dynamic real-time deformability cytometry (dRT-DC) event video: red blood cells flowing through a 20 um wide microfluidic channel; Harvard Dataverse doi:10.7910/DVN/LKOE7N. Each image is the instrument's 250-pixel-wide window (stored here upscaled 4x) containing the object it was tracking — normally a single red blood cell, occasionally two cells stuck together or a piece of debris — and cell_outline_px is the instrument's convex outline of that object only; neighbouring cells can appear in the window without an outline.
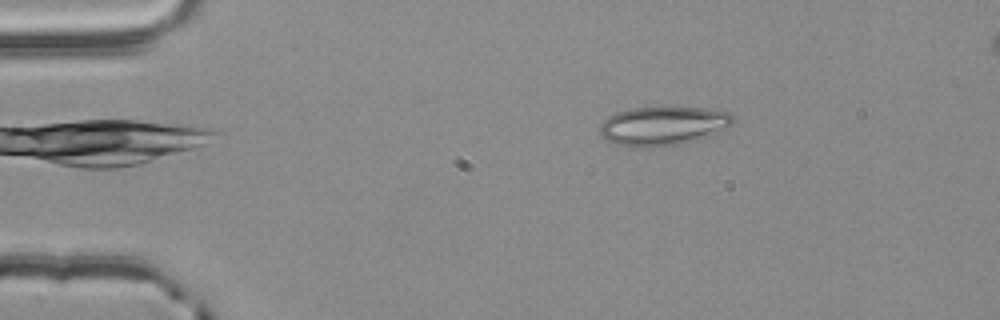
{"species": "common noctule bat (a hibernating species)", "species_latin": "Nyctalus noctula", "temperature_condition": "room temperature", "stored_images_in_passage": 6, "camera_frame_rate_fps": 3000, "um_per_image_px": 0.085, "animal": {"sex": "male", "body_mass_g": 20.4}, "frame": {"image": 1, "passage_image": 4, "time_ms": 1.0, "image_size_px": [1000, 320], "cell_outline_px": [[732, 124], [708, 136], [680, 144], [652, 148], [632, 148], [616, 144], [604, 140], [600, 132], [600, 124], [608, 116], [616, 112], [628, 108], [704, 108], [728, 112], [732, 116]], "centroid_in_image_um": [56.27, 10.72], "position_along_channel_um": 28.7, "area_um2": 30.17}}